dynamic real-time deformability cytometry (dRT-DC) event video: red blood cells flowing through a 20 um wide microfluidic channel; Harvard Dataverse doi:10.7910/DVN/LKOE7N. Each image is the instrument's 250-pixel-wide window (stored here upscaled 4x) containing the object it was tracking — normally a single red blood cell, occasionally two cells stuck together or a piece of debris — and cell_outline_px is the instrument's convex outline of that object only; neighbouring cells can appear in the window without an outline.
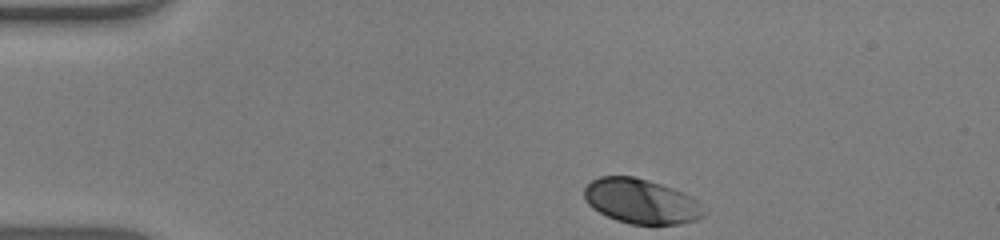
{"species": "human", "species_latin": "Homo sapiens", "temperature_condition": "warm", "stored_images_in_passage": 36, "camera_frame_rate_fps": 3000, "um_per_image_px": 0.085, "donor": {"sex": "male"}, "frame": {"image": 1, "passage_image": 1, "time_ms": 0.0, "image_size_px": [1000, 240], "cell_outline_px": [[708, 212], [704, 216], [696, 220], [680, 224], [632, 224], [616, 220], [592, 208], [584, 200], [584, 188], [592, 180], [600, 176], [632, 176], [648, 180], [684, 192], [692, 196]], "centroid_in_image_um": [54.52, 17.11], "position_along_channel_um": 30.5, "area_um2": 31.33}}
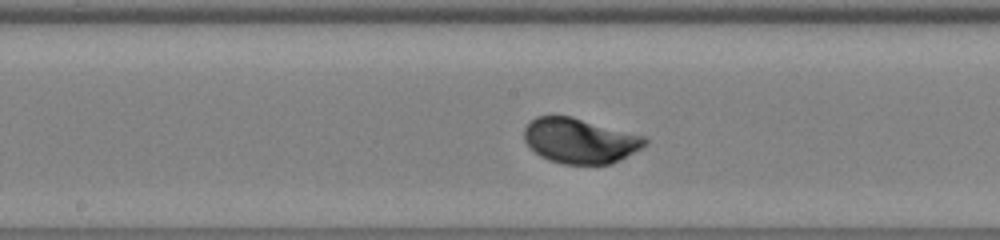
{"frame": {"image": 2, "passage_image": 19, "time_ms": 6.0, "image_size_px": [1000, 240], "cell_outline_px": [[648, 144], [620, 160], [612, 164], [564, 164], [548, 160], [540, 156], [524, 140], [524, 128], [536, 116], [572, 116], [644, 136], [648, 140]], "centroid_in_image_um": [49.31, 11.96], "position_along_channel_um": 198.9, "area_um2": 31.67}}
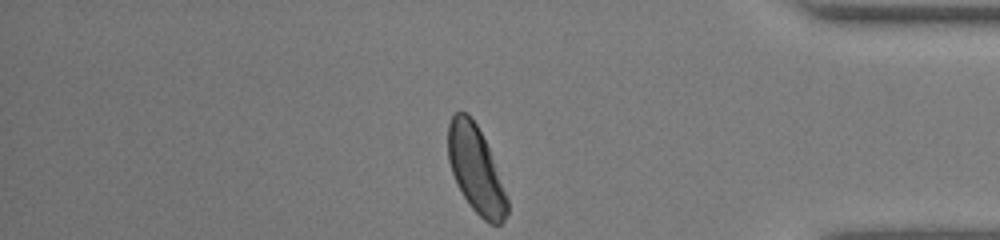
{"frame": {"image": 3, "passage_image": 36, "time_ms": 11.667, "image_size_px": [1000, 240], "cell_outline_px": [[508, 212], [504, 220], [500, 224], [492, 224], [484, 220], [472, 208], [456, 184], [448, 160], [448, 124], [452, 116], [456, 112], [468, 112], [476, 124], [488, 148], [508, 200]], "centroid_in_image_um": [40.42, 14.41], "position_along_channel_um": 394.8, "area_um2": 29.36}, "authors_computed_cell_mechanics": {"area_um2": 31.8478, "velocity_mm_per_s": 3.9056, "shape_relaxation_time_tau1_ms": 1.4356, "shape_relaxation_time_tau2_ms": null, "deformation_change_tau1": 0.1123, "deformation_change_tau2": null}}